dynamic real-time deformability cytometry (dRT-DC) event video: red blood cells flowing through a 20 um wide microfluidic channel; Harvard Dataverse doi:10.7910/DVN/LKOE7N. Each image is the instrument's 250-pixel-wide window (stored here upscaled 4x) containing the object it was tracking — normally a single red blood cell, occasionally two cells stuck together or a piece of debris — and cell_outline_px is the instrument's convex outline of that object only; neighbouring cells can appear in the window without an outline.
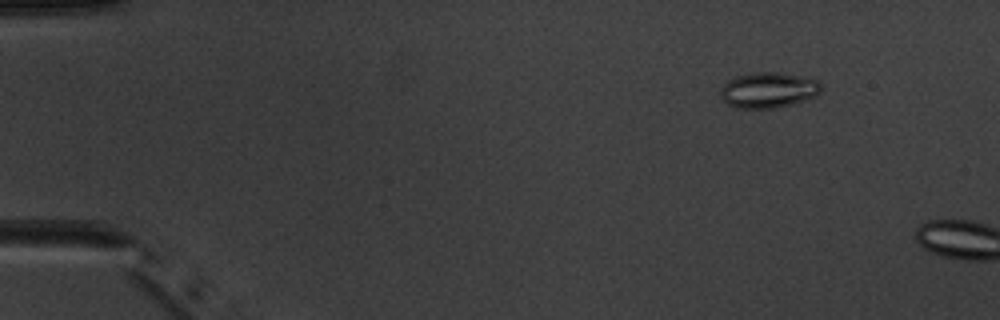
{"species": "common noctule bat (a hibernating species)", "species_latin": "Nyctalus noctula", "temperature_condition": "warm", "stored_images_in_passage": 3, "camera_frame_rate_fps": 3000, "um_per_image_px": 0.085, "animal": {"sex": "male", "body_mass_g": 20.1, "forearm_length_mm": 53.5}, "frame": {"image": 1, "passage_image": 2, "time_ms": 1.333, "image_size_px": [1000, 320], "cell_outline_px": [[820, 92], [816, 96], [792, 104], [772, 108], [736, 108], [728, 104], [720, 96], [720, 88], [728, 80], [736, 76], [756, 72], [776, 72], [808, 76], [820, 80]], "centroid_in_image_um": [65.33, 7.64], "position_along_channel_um": 19.7, "area_um2": 21.04}}